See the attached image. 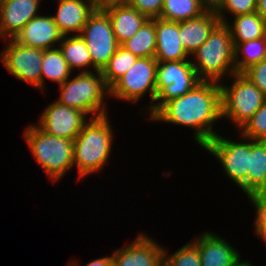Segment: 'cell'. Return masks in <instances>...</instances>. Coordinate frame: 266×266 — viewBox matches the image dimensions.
Returning a JSON list of instances; mask_svg holds the SVG:
<instances>
[{"mask_svg": "<svg viewBox=\"0 0 266 266\" xmlns=\"http://www.w3.org/2000/svg\"><path fill=\"white\" fill-rule=\"evenodd\" d=\"M205 11L198 0H164L159 18L180 22L198 17Z\"/></svg>", "mask_w": 266, "mask_h": 266, "instance_id": "cell-27", "label": "cell"}, {"mask_svg": "<svg viewBox=\"0 0 266 266\" xmlns=\"http://www.w3.org/2000/svg\"><path fill=\"white\" fill-rule=\"evenodd\" d=\"M59 48L72 72L77 69L79 73L92 72V59L86 43L80 35L63 36Z\"/></svg>", "mask_w": 266, "mask_h": 266, "instance_id": "cell-23", "label": "cell"}, {"mask_svg": "<svg viewBox=\"0 0 266 266\" xmlns=\"http://www.w3.org/2000/svg\"><path fill=\"white\" fill-rule=\"evenodd\" d=\"M237 131L248 139L266 141V100L253 116Z\"/></svg>", "mask_w": 266, "mask_h": 266, "instance_id": "cell-31", "label": "cell"}, {"mask_svg": "<svg viewBox=\"0 0 266 266\" xmlns=\"http://www.w3.org/2000/svg\"><path fill=\"white\" fill-rule=\"evenodd\" d=\"M256 9L257 0H222L215 13L219 17L220 22L226 24L229 18L256 12Z\"/></svg>", "mask_w": 266, "mask_h": 266, "instance_id": "cell-30", "label": "cell"}, {"mask_svg": "<svg viewBox=\"0 0 266 266\" xmlns=\"http://www.w3.org/2000/svg\"><path fill=\"white\" fill-rule=\"evenodd\" d=\"M138 57L119 46L101 71L106 86L110 89L137 61Z\"/></svg>", "mask_w": 266, "mask_h": 266, "instance_id": "cell-28", "label": "cell"}, {"mask_svg": "<svg viewBox=\"0 0 266 266\" xmlns=\"http://www.w3.org/2000/svg\"><path fill=\"white\" fill-rule=\"evenodd\" d=\"M192 241L198 246L201 266H233L242 258L232 243L215 232L206 230Z\"/></svg>", "mask_w": 266, "mask_h": 266, "instance_id": "cell-15", "label": "cell"}, {"mask_svg": "<svg viewBox=\"0 0 266 266\" xmlns=\"http://www.w3.org/2000/svg\"><path fill=\"white\" fill-rule=\"evenodd\" d=\"M191 63L201 81L222 82L235 72L234 44L229 27L219 23L208 39L190 55ZM226 75V76H225Z\"/></svg>", "mask_w": 266, "mask_h": 266, "instance_id": "cell-3", "label": "cell"}, {"mask_svg": "<svg viewBox=\"0 0 266 266\" xmlns=\"http://www.w3.org/2000/svg\"><path fill=\"white\" fill-rule=\"evenodd\" d=\"M23 138L32 156L52 182H60L74 168V140L56 137L42 131L36 123L24 128Z\"/></svg>", "mask_w": 266, "mask_h": 266, "instance_id": "cell-4", "label": "cell"}, {"mask_svg": "<svg viewBox=\"0 0 266 266\" xmlns=\"http://www.w3.org/2000/svg\"><path fill=\"white\" fill-rule=\"evenodd\" d=\"M233 42H246L266 37V21L257 13L235 16L226 23Z\"/></svg>", "mask_w": 266, "mask_h": 266, "instance_id": "cell-22", "label": "cell"}, {"mask_svg": "<svg viewBox=\"0 0 266 266\" xmlns=\"http://www.w3.org/2000/svg\"><path fill=\"white\" fill-rule=\"evenodd\" d=\"M0 61L8 72L25 84L41 91V65L43 49L27 47L14 39L4 40Z\"/></svg>", "mask_w": 266, "mask_h": 266, "instance_id": "cell-11", "label": "cell"}, {"mask_svg": "<svg viewBox=\"0 0 266 266\" xmlns=\"http://www.w3.org/2000/svg\"><path fill=\"white\" fill-rule=\"evenodd\" d=\"M128 4L149 19L159 18L164 0H129Z\"/></svg>", "mask_w": 266, "mask_h": 266, "instance_id": "cell-33", "label": "cell"}, {"mask_svg": "<svg viewBox=\"0 0 266 266\" xmlns=\"http://www.w3.org/2000/svg\"><path fill=\"white\" fill-rule=\"evenodd\" d=\"M80 36L90 53L92 71H102L120 46L108 14L104 10H95L82 28Z\"/></svg>", "mask_w": 266, "mask_h": 266, "instance_id": "cell-10", "label": "cell"}, {"mask_svg": "<svg viewBox=\"0 0 266 266\" xmlns=\"http://www.w3.org/2000/svg\"><path fill=\"white\" fill-rule=\"evenodd\" d=\"M62 37L52 16L40 13L28 21L14 40L21 45L44 50L58 47Z\"/></svg>", "mask_w": 266, "mask_h": 266, "instance_id": "cell-16", "label": "cell"}, {"mask_svg": "<svg viewBox=\"0 0 266 266\" xmlns=\"http://www.w3.org/2000/svg\"><path fill=\"white\" fill-rule=\"evenodd\" d=\"M146 233L123 247L113 250V266H163L164 246Z\"/></svg>", "mask_w": 266, "mask_h": 266, "instance_id": "cell-13", "label": "cell"}, {"mask_svg": "<svg viewBox=\"0 0 266 266\" xmlns=\"http://www.w3.org/2000/svg\"><path fill=\"white\" fill-rule=\"evenodd\" d=\"M72 75L66 60L59 47L43 50L41 65V92L46 90V80L54 82L58 86L63 84Z\"/></svg>", "mask_w": 266, "mask_h": 266, "instance_id": "cell-24", "label": "cell"}, {"mask_svg": "<svg viewBox=\"0 0 266 266\" xmlns=\"http://www.w3.org/2000/svg\"><path fill=\"white\" fill-rule=\"evenodd\" d=\"M168 250L164 247L163 266H201L198 246L192 240L171 255Z\"/></svg>", "mask_w": 266, "mask_h": 266, "instance_id": "cell-29", "label": "cell"}, {"mask_svg": "<svg viewBox=\"0 0 266 266\" xmlns=\"http://www.w3.org/2000/svg\"><path fill=\"white\" fill-rule=\"evenodd\" d=\"M157 62L190 60L179 38V22L155 18Z\"/></svg>", "mask_w": 266, "mask_h": 266, "instance_id": "cell-18", "label": "cell"}, {"mask_svg": "<svg viewBox=\"0 0 266 266\" xmlns=\"http://www.w3.org/2000/svg\"><path fill=\"white\" fill-rule=\"evenodd\" d=\"M104 11L110 18L114 35L119 44L135 35L149 19L129 4L113 6Z\"/></svg>", "mask_w": 266, "mask_h": 266, "instance_id": "cell-20", "label": "cell"}, {"mask_svg": "<svg viewBox=\"0 0 266 266\" xmlns=\"http://www.w3.org/2000/svg\"><path fill=\"white\" fill-rule=\"evenodd\" d=\"M158 62L154 57L138 58L127 72L110 88V98L136 104L146 93L150 95L147 120L153 116V104L156 99V69ZM149 114V116H148Z\"/></svg>", "mask_w": 266, "mask_h": 266, "instance_id": "cell-7", "label": "cell"}, {"mask_svg": "<svg viewBox=\"0 0 266 266\" xmlns=\"http://www.w3.org/2000/svg\"><path fill=\"white\" fill-rule=\"evenodd\" d=\"M233 266H255V265H253L250 261L239 259V261L235 263Z\"/></svg>", "mask_w": 266, "mask_h": 266, "instance_id": "cell-39", "label": "cell"}, {"mask_svg": "<svg viewBox=\"0 0 266 266\" xmlns=\"http://www.w3.org/2000/svg\"><path fill=\"white\" fill-rule=\"evenodd\" d=\"M58 88L60 94L56 101L60 104L83 111L90 118L109 114L106 101L110 99V89L101 71L78 72Z\"/></svg>", "mask_w": 266, "mask_h": 266, "instance_id": "cell-5", "label": "cell"}, {"mask_svg": "<svg viewBox=\"0 0 266 266\" xmlns=\"http://www.w3.org/2000/svg\"><path fill=\"white\" fill-rule=\"evenodd\" d=\"M56 7V14L51 16L63 36L80 35L95 11L92 0H58Z\"/></svg>", "mask_w": 266, "mask_h": 266, "instance_id": "cell-17", "label": "cell"}, {"mask_svg": "<svg viewBox=\"0 0 266 266\" xmlns=\"http://www.w3.org/2000/svg\"><path fill=\"white\" fill-rule=\"evenodd\" d=\"M219 23V17L212 10H206L198 17L180 21L179 38L186 52L191 55L197 50Z\"/></svg>", "mask_w": 266, "mask_h": 266, "instance_id": "cell-19", "label": "cell"}, {"mask_svg": "<svg viewBox=\"0 0 266 266\" xmlns=\"http://www.w3.org/2000/svg\"><path fill=\"white\" fill-rule=\"evenodd\" d=\"M266 193V141L250 139L247 196Z\"/></svg>", "mask_w": 266, "mask_h": 266, "instance_id": "cell-21", "label": "cell"}, {"mask_svg": "<svg viewBox=\"0 0 266 266\" xmlns=\"http://www.w3.org/2000/svg\"><path fill=\"white\" fill-rule=\"evenodd\" d=\"M238 139L218 134L208 142L205 149L217 159L223 174L237 185L247 197V172L249 168L250 139L239 134ZM240 138V139H239ZM232 139V140H231ZM236 140V141H235Z\"/></svg>", "mask_w": 266, "mask_h": 266, "instance_id": "cell-8", "label": "cell"}, {"mask_svg": "<svg viewBox=\"0 0 266 266\" xmlns=\"http://www.w3.org/2000/svg\"><path fill=\"white\" fill-rule=\"evenodd\" d=\"M248 203L255 209V218L253 222L254 234L263 241L266 246V193H257L247 196Z\"/></svg>", "mask_w": 266, "mask_h": 266, "instance_id": "cell-32", "label": "cell"}, {"mask_svg": "<svg viewBox=\"0 0 266 266\" xmlns=\"http://www.w3.org/2000/svg\"><path fill=\"white\" fill-rule=\"evenodd\" d=\"M42 0H0V39H14L29 20L39 15Z\"/></svg>", "mask_w": 266, "mask_h": 266, "instance_id": "cell-14", "label": "cell"}, {"mask_svg": "<svg viewBox=\"0 0 266 266\" xmlns=\"http://www.w3.org/2000/svg\"><path fill=\"white\" fill-rule=\"evenodd\" d=\"M243 74L248 77L266 97V59L252 65Z\"/></svg>", "mask_w": 266, "mask_h": 266, "instance_id": "cell-34", "label": "cell"}, {"mask_svg": "<svg viewBox=\"0 0 266 266\" xmlns=\"http://www.w3.org/2000/svg\"><path fill=\"white\" fill-rule=\"evenodd\" d=\"M256 12L266 21V0H257Z\"/></svg>", "mask_w": 266, "mask_h": 266, "instance_id": "cell-38", "label": "cell"}, {"mask_svg": "<svg viewBox=\"0 0 266 266\" xmlns=\"http://www.w3.org/2000/svg\"><path fill=\"white\" fill-rule=\"evenodd\" d=\"M36 125L45 133L74 140L90 117L83 111L53 101L38 116Z\"/></svg>", "mask_w": 266, "mask_h": 266, "instance_id": "cell-12", "label": "cell"}, {"mask_svg": "<svg viewBox=\"0 0 266 266\" xmlns=\"http://www.w3.org/2000/svg\"><path fill=\"white\" fill-rule=\"evenodd\" d=\"M229 85L220 82L221 117L230 121L238 130L248 121L266 100L262 91L243 73H234ZM226 118V119H225ZM232 121V122H231Z\"/></svg>", "mask_w": 266, "mask_h": 266, "instance_id": "cell-6", "label": "cell"}, {"mask_svg": "<svg viewBox=\"0 0 266 266\" xmlns=\"http://www.w3.org/2000/svg\"><path fill=\"white\" fill-rule=\"evenodd\" d=\"M138 58L154 57L156 49L155 18L148 19L138 32L120 44Z\"/></svg>", "mask_w": 266, "mask_h": 266, "instance_id": "cell-26", "label": "cell"}, {"mask_svg": "<svg viewBox=\"0 0 266 266\" xmlns=\"http://www.w3.org/2000/svg\"><path fill=\"white\" fill-rule=\"evenodd\" d=\"M95 10H106L113 6L128 4L129 0H92Z\"/></svg>", "mask_w": 266, "mask_h": 266, "instance_id": "cell-36", "label": "cell"}, {"mask_svg": "<svg viewBox=\"0 0 266 266\" xmlns=\"http://www.w3.org/2000/svg\"><path fill=\"white\" fill-rule=\"evenodd\" d=\"M114 131L108 114L90 118L85 123L73 145L78 180L100 173L106 163H109L114 145Z\"/></svg>", "mask_w": 266, "mask_h": 266, "instance_id": "cell-2", "label": "cell"}, {"mask_svg": "<svg viewBox=\"0 0 266 266\" xmlns=\"http://www.w3.org/2000/svg\"><path fill=\"white\" fill-rule=\"evenodd\" d=\"M233 44L236 73H244L252 65L266 59V37Z\"/></svg>", "mask_w": 266, "mask_h": 266, "instance_id": "cell-25", "label": "cell"}, {"mask_svg": "<svg viewBox=\"0 0 266 266\" xmlns=\"http://www.w3.org/2000/svg\"><path fill=\"white\" fill-rule=\"evenodd\" d=\"M200 82L191 60L158 62L153 115L167 101L186 94Z\"/></svg>", "mask_w": 266, "mask_h": 266, "instance_id": "cell-9", "label": "cell"}, {"mask_svg": "<svg viewBox=\"0 0 266 266\" xmlns=\"http://www.w3.org/2000/svg\"><path fill=\"white\" fill-rule=\"evenodd\" d=\"M221 120L220 84L201 81L186 94L167 101L148 121L193 129V140L203 148L219 134L213 125Z\"/></svg>", "mask_w": 266, "mask_h": 266, "instance_id": "cell-1", "label": "cell"}, {"mask_svg": "<svg viewBox=\"0 0 266 266\" xmlns=\"http://www.w3.org/2000/svg\"><path fill=\"white\" fill-rule=\"evenodd\" d=\"M199 3L206 9L216 11L222 0H198Z\"/></svg>", "mask_w": 266, "mask_h": 266, "instance_id": "cell-37", "label": "cell"}, {"mask_svg": "<svg viewBox=\"0 0 266 266\" xmlns=\"http://www.w3.org/2000/svg\"><path fill=\"white\" fill-rule=\"evenodd\" d=\"M110 256H103L100 258H96L83 266H113L112 254ZM76 261L77 260L75 259L73 261H70L67 266H81L82 265L81 263L79 264L78 261L77 262Z\"/></svg>", "mask_w": 266, "mask_h": 266, "instance_id": "cell-35", "label": "cell"}]
</instances>
